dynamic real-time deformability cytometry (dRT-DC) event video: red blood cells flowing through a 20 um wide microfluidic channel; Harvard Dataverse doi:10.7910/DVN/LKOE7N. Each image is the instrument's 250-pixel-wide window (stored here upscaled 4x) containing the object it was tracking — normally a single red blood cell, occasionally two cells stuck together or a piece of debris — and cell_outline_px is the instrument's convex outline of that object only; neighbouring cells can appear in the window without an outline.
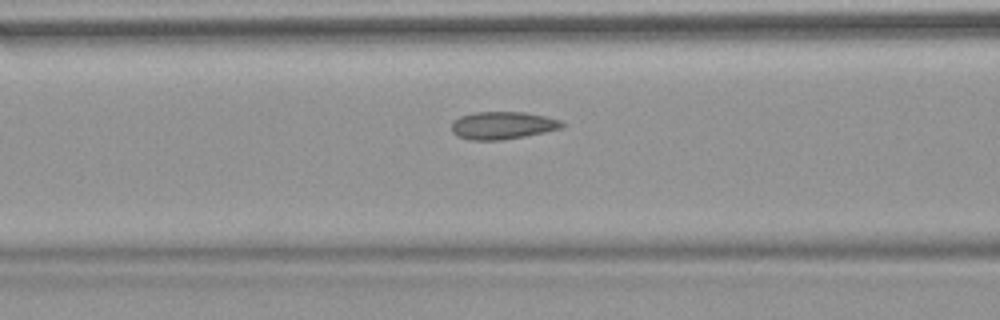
{"species": "common noctule bat (a hibernating species)", "species_latin": "Nyctalus noctula", "temperature_condition": "warm", "stored_images_in_passage": 38, "camera_frame_rate_fps": 3000, "um_per_image_px": 0.085, "animal": {"sex": "female", "body_mass_g": 18.4}, "frame": {"image": 1, "passage_image": 17, "time_ms": 5.333, "image_size_px": [1000, 320], "cell_outline_px": [[564, 124], [560, 128], [544, 132], [504, 140], [472, 140], [456, 136], [452, 132], [452, 120], [460, 116], [472, 112], [524, 112], [544, 116], [560, 120]], "centroid_in_image_um": [42.66, 10.66], "position_along_channel_um": 123.9, "area_um2": 17.74}, "authors_computed_cell_mechanics": {"area_um2": 17.5712, "velocity_mm_per_s": 3.8003, "shape_relaxation_time_tau1_ms": null, "shape_relaxation_time_tau2_ms": 1.1488, "deformation_change_tau1": null, "deformation_change_tau2": 0.0835}}